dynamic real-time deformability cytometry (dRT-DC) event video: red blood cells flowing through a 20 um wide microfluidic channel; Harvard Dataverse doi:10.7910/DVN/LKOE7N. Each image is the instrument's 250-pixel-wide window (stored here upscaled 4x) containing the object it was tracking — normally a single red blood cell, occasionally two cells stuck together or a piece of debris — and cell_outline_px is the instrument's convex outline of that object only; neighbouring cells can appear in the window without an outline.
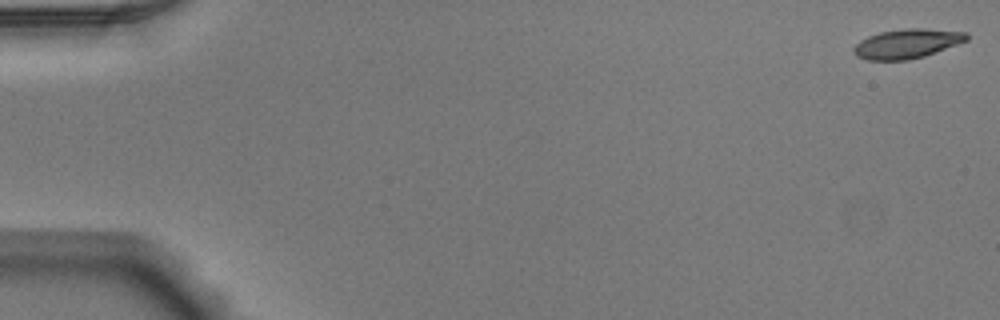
{"species": "Egyptian fruit bat (a non-hibernating species)", "species_latin": "Rousettus aegyptiacus", "temperature_condition": "warm", "stored_images_in_passage": 52, "camera_frame_rate_fps": 3000, "um_per_image_px": 0.085, "animal": {"sex": "male"}, "frame": {"image": 1, "passage_image": 1, "time_ms": 0.0, "image_size_px": [1000, 320], "cell_outline_px": [[968, 40], [924, 56], [908, 60], [868, 60], [856, 56], [852, 48], [860, 40], [868, 36], [880, 32], [904, 28], [924, 28], [968, 32]], "centroid_in_image_um": [77.09, 3.7], "position_along_channel_um": 7.9, "area_um2": 19.36}}
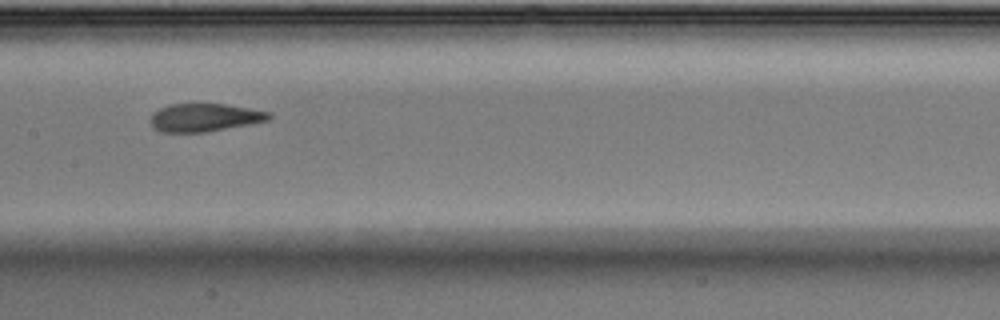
{"frame": {"image": 2, "passage_image": 27, "time_ms": 8.667, "image_size_px": [1000, 320], "cell_outline_px": [[272, 116], [268, 120], [248, 124], [204, 132], [160, 132], [152, 128], [152, 116], [160, 108], [172, 104], [224, 104], [272, 112]], "centroid_in_image_um": [17.4, 9.99], "position_along_channel_um": 190.0, "area_um2": 19.02}}
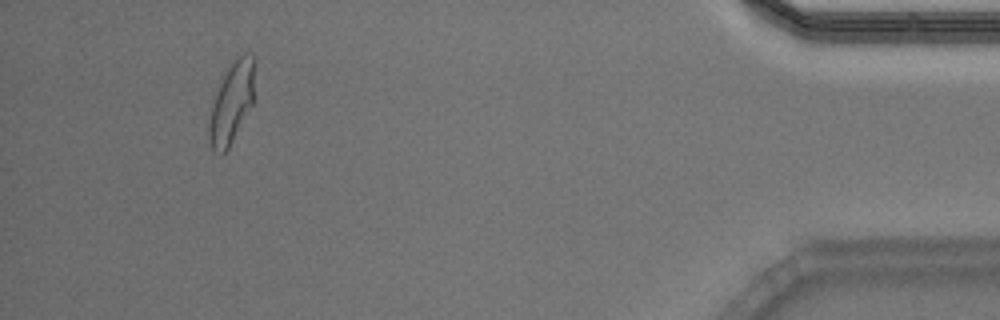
{"frame": {"image": 3, "passage_image": 49, "time_ms": 16.0, "image_size_px": [1000, 320], "cell_outline_px": [[256, 56], [252, 104], [228, 148], [220, 156], [212, 152], [208, 136], [208, 124], [212, 104], [224, 68], [232, 60], [244, 52], [252, 52]], "centroid_in_image_um": [19.68, 8.64], "position_along_channel_um": 415.5, "area_um2": 22.14}, "authors_computed_cell_mechanics": {"area_um2": 20.0855, "velocity_mm_per_s": 3.916, "shape_relaxation_time_tau1_ms": null, "shape_relaxation_time_tau2_ms": 1.0954, "deformation_change_tau1": null, "deformation_change_tau2": 0.077}}